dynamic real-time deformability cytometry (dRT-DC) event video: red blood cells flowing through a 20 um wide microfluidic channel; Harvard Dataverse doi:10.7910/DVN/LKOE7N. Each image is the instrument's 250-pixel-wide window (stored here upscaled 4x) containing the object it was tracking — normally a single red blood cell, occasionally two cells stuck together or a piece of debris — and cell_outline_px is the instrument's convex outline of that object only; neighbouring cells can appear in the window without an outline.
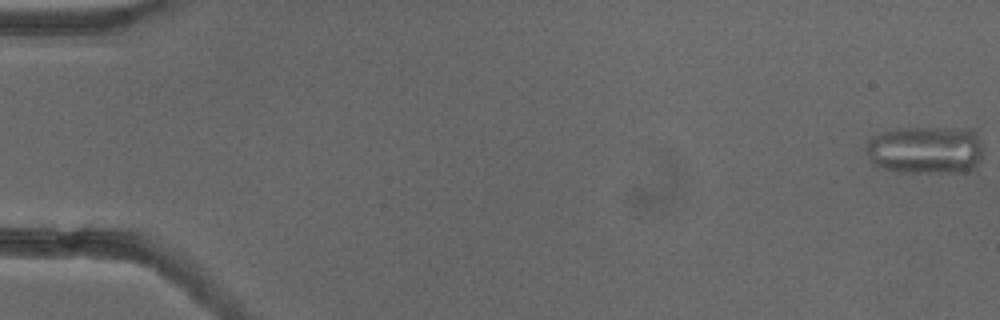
{"species": "common noctule bat (a hibernating species)", "species_latin": "Nyctalus noctula", "temperature_condition": "cold", "stored_images_in_passage": 54, "segment_of_instrument_passage": [1, 2], "camera_frame_rate_fps": 3000, "um_per_image_px": 0.085, "animal": {"sex": "female"}, "frame": {"image": 1, "passage_image": 1, "time_ms": 0.0, "image_size_px": [1000, 320], "cell_outline_px": [[984, 152], [976, 168], [968, 172], [904, 172], [884, 168], [872, 164], [868, 160], [864, 148], [868, 140], [872, 136], [884, 132], [908, 128], [972, 128], [976, 132]], "centroid_in_image_um": [78.7, 12.75], "position_along_channel_um": 6.3, "area_um2": 33.23}}